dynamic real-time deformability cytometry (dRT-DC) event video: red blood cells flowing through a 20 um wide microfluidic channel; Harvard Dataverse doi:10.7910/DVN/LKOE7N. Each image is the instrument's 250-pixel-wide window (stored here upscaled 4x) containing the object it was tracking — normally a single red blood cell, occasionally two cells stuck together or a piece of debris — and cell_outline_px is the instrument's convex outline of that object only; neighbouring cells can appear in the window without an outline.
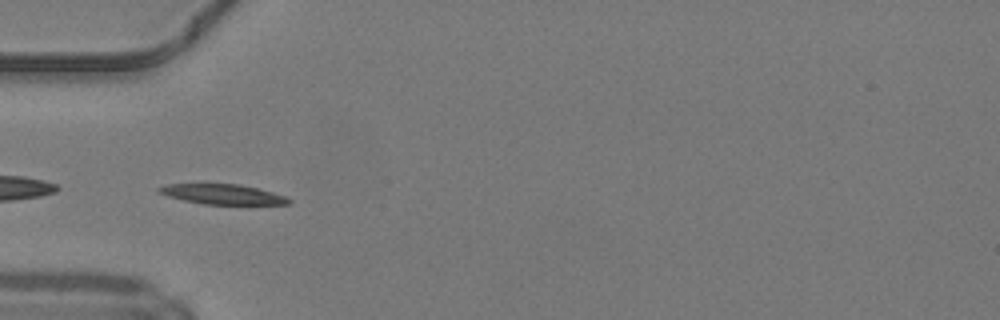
{"species": "common noctule bat (a hibernating species)", "species_latin": "Nyctalus noctula", "temperature_condition": "warm", "stored_images_in_passage": 26, "segment_of_instrument_passage": [2, 2], "camera_frame_rate_fps": 3000, "um_per_image_px": 0.085, "animal": {"sex": "male", "body_mass_g": 19.2, "forearm_length_mm": 51.8}, "frame": {"image": 1, "passage_image": 17, "time_ms": 5.333, "image_size_px": [1000, 320], "cell_outline_px": [[292, 204], [204, 204], [184, 200], [168, 196], [156, 192], [156, 188], [168, 184], [240, 184], [272, 192], [284, 196], [292, 200]], "centroid_in_image_um": [18.9, 16.51], "position_along_channel_um": 66.1, "area_um2": 15.03}}
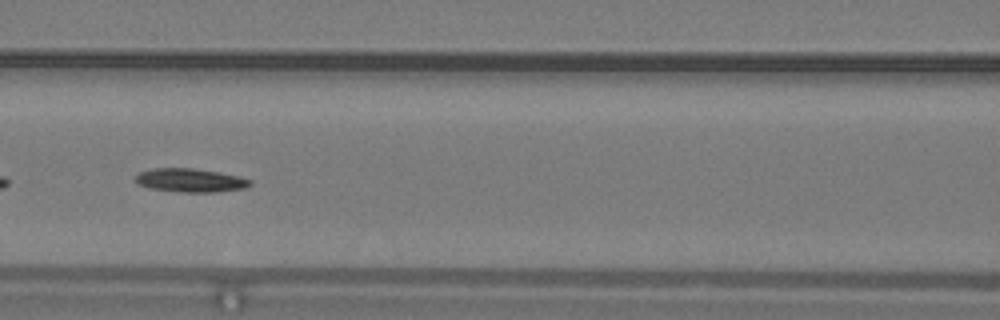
{"frame": {"image": 2, "passage_image": 23, "time_ms": 7.333, "image_size_px": [1000, 320], "cell_outline_px": [[252, 184], [244, 188], [216, 192], [180, 192], [148, 188], [136, 184], [136, 176], [140, 172], [152, 168], [192, 168], [220, 172], [240, 176], [252, 180]], "centroid_in_image_um": [16.18, 15.32], "position_along_channel_um": 150.4, "area_um2": 15.9}}